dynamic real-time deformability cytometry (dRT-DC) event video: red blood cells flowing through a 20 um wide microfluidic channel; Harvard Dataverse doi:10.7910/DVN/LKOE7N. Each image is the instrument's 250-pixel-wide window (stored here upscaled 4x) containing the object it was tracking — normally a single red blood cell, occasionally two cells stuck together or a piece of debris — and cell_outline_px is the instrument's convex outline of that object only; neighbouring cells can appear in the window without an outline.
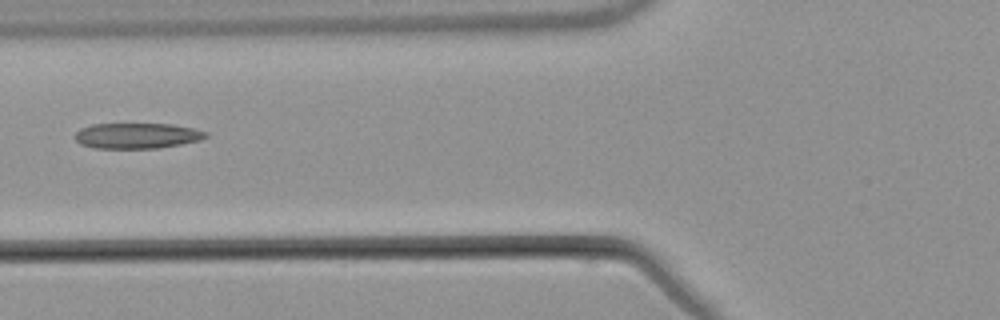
{"species": "common noctule bat (a hibernating species)", "species_latin": "Nyctalus noctula", "temperature_condition": "warm", "stored_images_in_passage": 6, "camera_frame_rate_fps": 3000, "um_per_image_px": 0.085, "animal": {"sex": "male", "body_mass_g": 21.5, "forearm_length_mm": 52.0}, "frame": {"image": 1, "passage_image": 6, "time_ms": 6.667, "image_size_px": [1000, 320], "cell_outline_px": [[208, 136], [196, 140], [180, 144], [156, 148], [92, 148], [80, 144], [76, 140], [76, 132], [80, 128], [92, 124], [172, 124], [192, 128], [208, 132]], "centroid_in_image_um": [11.6, 11.53], "position_along_channel_um": 114.2, "area_um2": 19.31}}